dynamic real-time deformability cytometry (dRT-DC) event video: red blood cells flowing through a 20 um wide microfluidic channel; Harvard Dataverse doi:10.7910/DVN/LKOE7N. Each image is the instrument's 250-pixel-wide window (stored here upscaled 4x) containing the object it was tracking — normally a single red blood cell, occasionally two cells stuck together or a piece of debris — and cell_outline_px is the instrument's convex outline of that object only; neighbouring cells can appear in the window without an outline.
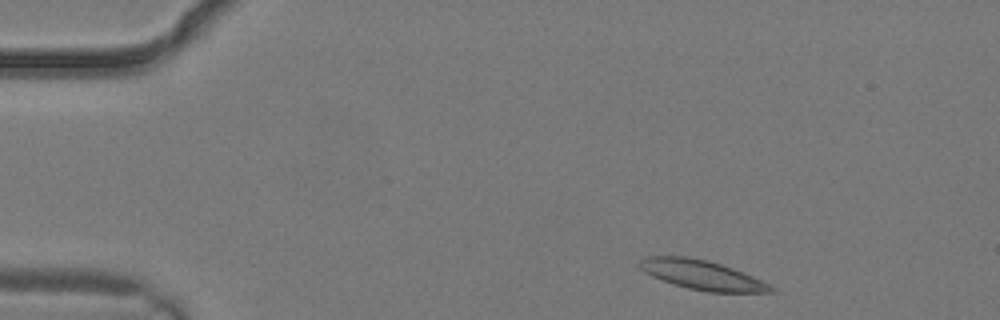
{"species": "common noctule bat (a hibernating species)", "species_latin": "Nyctalus noctula", "temperature_condition": "warm", "stored_images_in_passage": 2, "camera_frame_rate_fps": 3000, "um_per_image_px": 0.085, "animal": {"sex": "male", "body_mass_g": 19.2, "forearm_length_mm": 51.8}, "frame": {"image": 1, "passage_image": 1, "time_ms": 0.0, "image_size_px": [1000, 320], "cell_outline_px": [[776, 292], [708, 292], [688, 288], [652, 276], [644, 272], [636, 264], [644, 256], [688, 256], [708, 260], [744, 272], [776, 288]], "centroid_in_image_um": [59.65, 23.35], "position_along_channel_um": 25.4, "area_um2": 22.43}}